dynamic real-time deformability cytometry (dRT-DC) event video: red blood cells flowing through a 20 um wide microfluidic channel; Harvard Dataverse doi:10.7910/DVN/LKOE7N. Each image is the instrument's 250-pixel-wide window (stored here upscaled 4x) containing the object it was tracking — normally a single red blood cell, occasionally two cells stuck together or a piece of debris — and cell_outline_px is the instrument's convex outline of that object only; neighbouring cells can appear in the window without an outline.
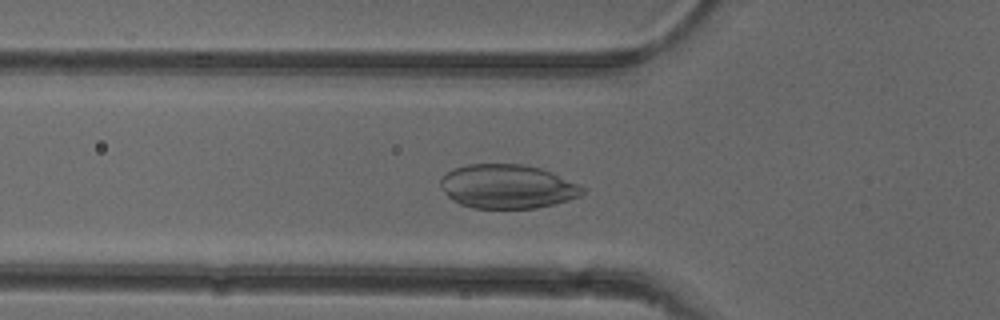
{"species": "common noctule bat (a hibernating species)", "species_latin": "Nyctalus noctula", "temperature_condition": "cold", "stored_images_in_passage": 50, "camera_frame_rate_fps": 3000, "um_per_image_px": 0.085, "animal": {"sex": "female"}, "frame": {"image": 1, "passage_image": 16, "time_ms": 5.0, "image_size_px": [1000, 320], "cell_outline_px": [[584, 192], [580, 196], [568, 200], [536, 208], [472, 208], [460, 204], [452, 200], [444, 192], [440, 184], [440, 180], [448, 172], [456, 168], [468, 164], [524, 164], [540, 168], [552, 172], [580, 184], [584, 188]], "centroid_in_image_um": [43.15, 15.85], "position_along_channel_um": 82.7, "area_um2": 36.36}}
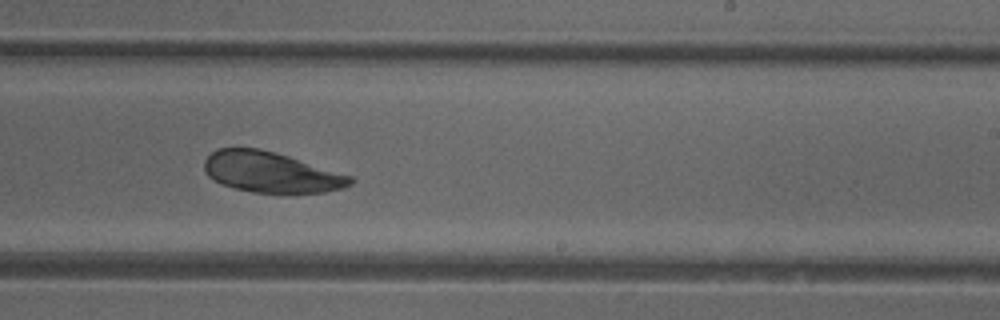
{"frame": {"image": 2, "passage_image": 30, "time_ms": 9.667, "image_size_px": [1000, 320], "cell_outline_px": [[356, 180], [352, 184], [344, 188], [324, 192], [252, 192], [220, 184], [208, 176], [204, 172], [204, 160], [216, 148], [256, 148], [288, 156], [352, 176]], "centroid_in_image_um": [23.02, 14.64], "position_along_channel_um": 266.0, "area_um2": 34.28}}
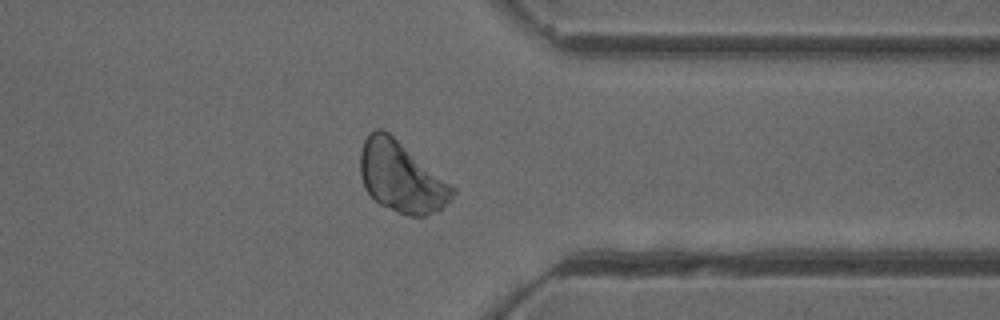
{"frame": {"image": 3, "passage_image": 39, "time_ms": 12.667, "image_size_px": [1000, 320], "cell_outline_px": [[456, 192], [452, 200], [440, 208], [424, 216], [408, 216], [380, 204], [364, 188], [360, 176], [360, 152], [364, 140], [376, 128], [380, 128], [388, 132], [456, 188]], "centroid_in_image_um": [34.11, 15.05], "position_along_channel_um": 377.3, "area_um2": 37.57}}